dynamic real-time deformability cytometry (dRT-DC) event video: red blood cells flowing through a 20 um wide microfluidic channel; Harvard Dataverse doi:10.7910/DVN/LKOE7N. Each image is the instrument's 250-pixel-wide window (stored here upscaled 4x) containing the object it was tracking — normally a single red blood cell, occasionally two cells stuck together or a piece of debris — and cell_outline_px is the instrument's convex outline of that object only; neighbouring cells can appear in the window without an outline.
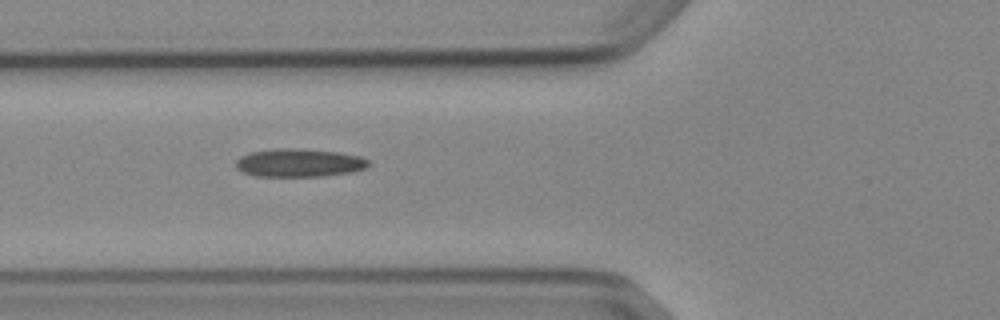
{"species": "Egyptian fruit bat (a non-hibernating species)", "species_latin": "Rousettus aegyptiacus", "temperature_condition": "cold", "stored_images_in_passage": 5, "camera_frame_rate_fps": 3000, "um_per_image_px": 0.085, "animal": {"sex": "female"}, "frame": {"image": 1, "passage_image": 4, "time_ms": 3.333, "image_size_px": [1000, 320], "cell_outline_px": [[372, 164], [368, 168], [352, 172], [324, 176], [256, 176], [244, 172], [236, 168], [236, 160], [240, 156], [248, 152], [276, 148], [296, 148], [340, 152], [360, 156], [368, 160]], "centroid_in_image_um": [25.46, 13.83], "position_along_channel_um": 100.3, "area_um2": 22.08}}